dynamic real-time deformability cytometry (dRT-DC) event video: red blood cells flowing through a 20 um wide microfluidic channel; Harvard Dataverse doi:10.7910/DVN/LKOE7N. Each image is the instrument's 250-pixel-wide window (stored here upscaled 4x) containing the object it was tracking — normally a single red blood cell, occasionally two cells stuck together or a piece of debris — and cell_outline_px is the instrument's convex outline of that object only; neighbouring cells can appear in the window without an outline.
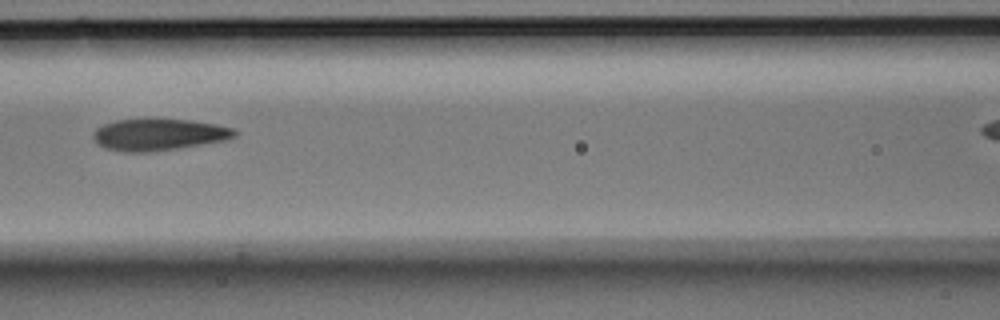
{"species": "Egyptian fruit bat (a non-hibernating species)", "species_latin": "Rousettus aegyptiacus", "temperature_condition": "room temperature", "stored_images_in_passage": 4, "camera_frame_rate_fps": 3000, "um_per_image_px": 0.085, "animal": {"sex": "male"}, "frame": {"image": 1, "passage_image": 4, "time_ms": 1.0, "image_size_px": [1000, 320], "cell_outline_px": [[236, 136], [228, 140], [152, 152], [124, 152], [104, 148], [96, 144], [92, 136], [92, 132], [96, 128], [104, 124], [116, 120], [192, 120], [216, 124], [236, 128]], "centroid_in_image_um": [13.49, 11.45], "position_along_channel_um": 153.1, "area_um2": 26.18}}